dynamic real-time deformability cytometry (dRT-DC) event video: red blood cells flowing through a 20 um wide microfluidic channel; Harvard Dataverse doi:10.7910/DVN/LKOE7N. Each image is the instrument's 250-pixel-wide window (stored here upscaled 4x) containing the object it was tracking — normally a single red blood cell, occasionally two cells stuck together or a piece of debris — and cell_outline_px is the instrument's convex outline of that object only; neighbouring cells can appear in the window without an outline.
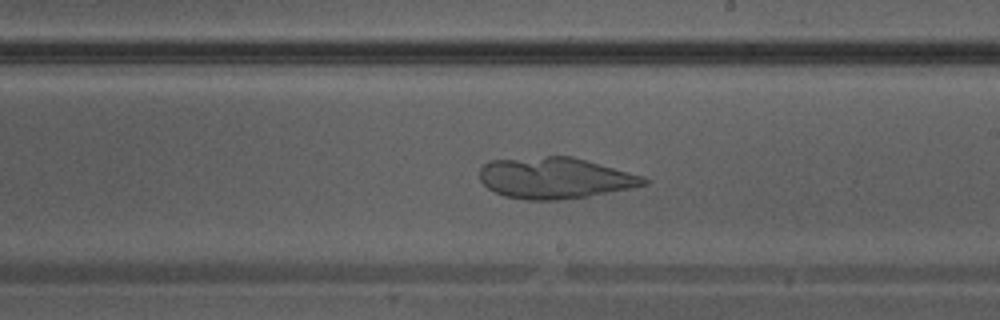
{"species": "Egyptian fruit bat (a non-hibernating species)", "species_latin": "Rousettus aegyptiacus", "temperature_condition": "warm", "stored_images_in_passage": 38, "camera_frame_rate_fps": 3000, "um_per_image_px": 0.085, "animal": {"sex": "male"}, "frame": {"image": 1, "passage_image": 22, "time_ms": 7.0, "image_size_px": [1000, 320], "cell_outline_px": [[648, 184], [632, 188], [588, 196], [560, 200], [528, 200], [504, 196], [488, 188], [480, 180], [480, 168], [484, 164], [492, 160], [544, 156], [572, 156], [644, 176], [648, 180]], "centroid_in_image_um": [47.18, 15.13], "position_along_channel_um": 241.8, "area_um2": 39.42}}